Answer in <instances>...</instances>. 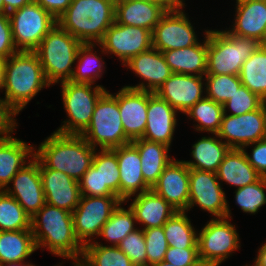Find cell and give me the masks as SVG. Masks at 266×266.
<instances>
[{"mask_svg": "<svg viewBox=\"0 0 266 266\" xmlns=\"http://www.w3.org/2000/svg\"><path fill=\"white\" fill-rule=\"evenodd\" d=\"M45 86L50 84L34 51H18L2 61L4 101L16 114Z\"/></svg>", "mask_w": 266, "mask_h": 266, "instance_id": "obj_1", "label": "cell"}, {"mask_svg": "<svg viewBox=\"0 0 266 266\" xmlns=\"http://www.w3.org/2000/svg\"><path fill=\"white\" fill-rule=\"evenodd\" d=\"M31 230L37 249L47 247L55 255L80 261L84 246L74 233L72 213L46 203L31 217Z\"/></svg>", "mask_w": 266, "mask_h": 266, "instance_id": "obj_2", "label": "cell"}, {"mask_svg": "<svg viewBox=\"0 0 266 266\" xmlns=\"http://www.w3.org/2000/svg\"><path fill=\"white\" fill-rule=\"evenodd\" d=\"M96 150L81 135L54 132L39 145L34 157L39 167L59 170L79 182L92 165Z\"/></svg>", "mask_w": 266, "mask_h": 266, "instance_id": "obj_3", "label": "cell"}, {"mask_svg": "<svg viewBox=\"0 0 266 266\" xmlns=\"http://www.w3.org/2000/svg\"><path fill=\"white\" fill-rule=\"evenodd\" d=\"M115 2L116 0H72L57 23L81 43L95 45L115 22Z\"/></svg>", "mask_w": 266, "mask_h": 266, "instance_id": "obj_4", "label": "cell"}, {"mask_svg": "<svg viewBox=\"0 0 266 266\" xmlns=\"http://www.w3.org/2000/svg\"><path fill=\"white\" fill-rule=\"evenodd\" d=\"M257 39L240 37L228 31H207V72L213 75H239L243 63L255 52Z\"/></svg>", "mask_w": 266, "mask_h": 266, "instance_id": "obj_5", "label": "cell"}, {"mask_svg": "<svg viewBox=\"0 0 266 266\" xmlns=\"http://www.w3.org/2000/svg\"><path fill=\"white\" fill-rule=\"evenodd\" d=\"M81 43L58 23L42 39L34 50L42 65L47 82L53 83L70 81L74 69L72 64L77 60Z\"/></svg>", "mask_w": 266, "mask_h": 266, "instance_id": "obj_6", "label": "cell"}, {"mask_svg": "<svg viewBox=\"0 0 266 266\" xmlns=\"http://www.w3.org/2000/svg\"><path fill=\"white\" fill-rule=\"evenodd\" d=\"M81 136L93 148L99 145L100 149L112 150L131 143L123 129L118 107V93L112 95L106 91L99 98L91 122Z\"/></svg>", "mask_w": 266, "mask_h": 266, "instance_id": "obj_7", "label": "cell"}, {"mask_svg": "<svg viewBox=\"0 0 266 266\" xmlns=\"http://www.w3.org/2000/svg\"><path fill=\"white\" fill-rule=\"evenodd\" d=\"M62 99L69 119L56 132L64 135H81L89 126L95 105L106 92L101 85L65 81L61 83Z\"/></svg>", "mask_w": 266, "mask_h": 266, "instance_id": "obj_8", "label": "cell"}, {"mask_svg": "<svg viewBox=\"0 0 266 266\" xmlns=\"http://www.w3.org/2000/svg\"><path fill=\"white\" fill-rule=\"evenodd\" d=\"M8 16L13 41L19 51H34L57 23V20L35 1Z\"/></svg>", "mask_w": 266, "mask_h": 266, "instance_id": "obj_9", "label": "cell"}, {"mask_svg": "<svg viewBox=\"0 0 266 266\" xmlns=\"http://www.w3.org/2000/svg\"><path fill=\"white\" fill-rule=\"evenodd\" d=\"M227 219L210 220L198 234V255L203 266H219L239 249V235Z\"/></svg>", "mask_w": 266, "mask_h": 266, "instance_id": "obj_10", "label": "cell"}, {"mask_svg": "<svg viewBox=\"0 0 266 266\" xmlns=\"http://www.w3.org/2000/svg\"><path fill=\"white\" fill-rule=\"evenodd\" d=\"M120 202L117 196H81L72 217L74 233L83 246L91 242V236H99L101 228Z\"/></svg>", "mask_w": 266, "mask_h": 266, "instance_id": "obj_11", "label": "cell"}, {"mask_svg": "<svg viewBox=\"0 0 266 266\" xmlns=\"http://www.w3.org/2000/svg\"><path fill=\"white\" fill-rule=\"evenodd\" d=\"M216 137L230 148L242 149L244 146L266 138V102L258 109L242 115H227L224 112Z\"/></svg>", "mask_w": 266, "mask_h": 266, "instance_id": "obj_12", "label": "cell"}, {"mask_svg": "<svg viewBox=\"0 0 266 266\" xmlns=\"http://www.w3.org/2000/svg\"><path fill=\"white\" fill-rule=\"evenodd\" d=\"M116 153L110 149L95 152L92 165L79 181L81 196H117L120 175Z\"/></svg>", "mask_w": 266, "mask_h": 266, "instance_id": "obj_13", "label": "cell"}, {"mask_svg": "<svg viewBox=\"0 0 266 266\" xmlns=\"http://www.w3.org/2000/svg\"><path fill=\"white\" fill-rule=\"evenodd\" d=\"M183 2H178L167 10L152 31V46L160 52L187 48L198 43L193 26L180 10Z\"/></svg>", "mask_w": 266, "mask_h": 266, "instance_id": "obj_14", "label": "cell"}, {"mask_svg": "<svg viewBox=\"0 0 266 266\" xmlns=\"http://www.w3.org/2000/svg\"><path fill=\"white\" fill-rule=\"evenodd\" d=\"M217 174L212 171L189 168V205H199L217 218H230V209L225 199Z\"/></svg>", "mask_w": 266, "mask_h": 266, "instance_id": "obj_15", "label": "cell"}, {"mask_svg": "<svg viewBox=\"0 0 266 266\" xmlns=\"http://www.w3.org/2000/svg\"><path fill=\"white\" fill-rule=\"evenodd\" d=\"M98 44L103 49L102 52L117 55L125 64L132 57L153 47L152 31L114 22Z\"/></svg>", "mask_w": 266, "mask_h": 266, "instance_id": "obj_16", "label": "cell"}, {"mask_svg": "<svg viewBox=\"0 0 266 266\" xmlns=\"http://www.w3.org/2000/svg\"><path fill=\"white\" fill-rule=\"evenodd\" d=\"M11 182L14 189L6 187L4 191L14 197L30 217L46 204L39 162L35 157L16 173Z\"/></svg>", "mask_w": 266, "mask_h": 266, "instance_id": "obj_17", "label": "cell"}, {"mask_svg": "<svg viewBox=\"0 0 266 266\" xmlns=\"http://www.w3.org/2000/svg\"><path fill=\"white\" fill-rule=\"evenodd\" d=\"M151 190L177 211H188L189 167L184 161L172 160Z\"/></svg>", "mask_w": 266, "mask_h": 266, "instance_id": "obj_18", "label": "cell"}, {"mask_svg": "<svg viewBox=\"0 0 266 266\" xmlns=\"http://www.w3.org/2000/svg\"><path fill=\"white\" fill-rule=\"evenodd\" d=\"M118 107L126 137L132 142L143 137L147 123L148 91L123 87Z\"/></svg>", "mask_w": 266, "mask_h": 266, "instance_id": "obj_19", "label": "cell"}, {"mask_svg": "<svg viewBox=\"0 0 266 266\" xmlns=\"http://www.w3.org/2000/svg\"><path fill=\"white\" fill-rule=\"evenodd\" d=\"M203 76L172 73L155 94L167 101L176 111L185 113L204 98Z\"/></svg>", "mask_w": 266, "mask_h": 266, "instance_id": "obj_20", "label": "cell"}, {"mask_svg": "<svg viewBox=\"0 0 266 266\" xmlns=\"http://www.w3.org/2000/svg\"><path fill=\"white\" fill-rule=\"evenodd\" d=\"M39 168L46 203L72 213L81 198L79 182L59 170Z\"/></svg>", "mask_w": 266, "mask_h": 266, "instance_id": "obj_21", "label": "cell"}, {"mask_svg": "<svg viewBox=\"0 0 266 266\" xmlns=\"http://www.w3.org/2000/svg\"><path fill=\"white\" fill-rule=\"evenodd\" d=\"M112 150L116 153L120 173L119 199L124 202L137 191L141 194L151 190L142 175L138 149L128 143Z\"/></svg>", "mask_w": 266, "mask_h": 266, "instance_id": "obj_22", "label": "cell"}, {"mask_svg": "<svg viewBox=\"0 0 266 266\" xmlns=\"http://www.w3.org/2000/svg\"><path fill=\"white\" fill-rule=\"evenodd\" d=\"M176 112L167 101L148 92L147 123L142 138L170 147L177 124Z\"/></svg>", "mask_w": 266, "mask_h": 266, "instance_id": "obj_23", "label": "cell"}, {"mask_svg": "<svg viewBox=\"0 0 266 266\" xmlns=\"http://www.w3.org/2000/svg\"><path fill=\"white\" fill-rule=\"evenodd\" d=\"M123 65H127L131 70L139 75L141 79H145L148 82L147 85L142 82L137 86L125 87L145 90L152 93H155L172 74V71L166 63L162 52L153 47L138 54L137 56L132 57Z\"/></svg>", "mask_w": 266, "mask_h": 266, "instance_id": "obj_24", "label": "cell"}, {"mask_svg": "<svg viewBox=\"0 0 266 266\" xmlns=\"http://www.w3.org/2000/svg\"><path fill=\"white\" fill-rule=\"evenodd\" d=\"M173 7L144 0H116L115 22L153 31L167 10Z\"/></svg>", "mask_w": 266, "mask_h": 266, "instance_id": "obj_25", "label": "cell"}, {"mask_svg": "<svg viewBox=\"0 0 266 266\" xmlns=\"http://www.w3.org/2000/svg\"><path fill=\"white\" fill-rule=\"evenodd\" d=\"M235 24L228 32L266 44V0H236Z\"/></svg>", "mask_w": 266, "mask_h": 266, "instance_id": "obj_26", "label": "cell"}, {"mask_svg": "<svg viewBox=\"0 0 266 266\" xmlns=\"http://www.w3.org/2000/svg\"><path fill=\"white\" fill-rule=\"evenodd\" d=\"M136 222L149 229L162 227L177 210L152 190L137 194L130 205Z\"/></svg>", "mask_w": 266, "mask_h": 266, "instance_id": "obj_27", "label": "cell"}, {"mask_svg": "<svg viewBox=\"0 0 266 266\" xmlns=\"http://www.w3.org/2000/svg\"><path fill=\"white\" fill-rule=\"evenodd\" d=\"M203 44L163 51L162 54L172 73L203 76L207 72V31Z\"/></svg>", "mask_w": 266, "mask_h": 266, "instance_id": "obj_28", "label": "cell"}, {"mask_svg": "<svg viewBox=\"0 0 266 266\" xmlns=\"http://www.w3.org/2000/svg\"><path fill=\"white\" fill-rule=\"evenodd\" d=\"M34 149L32 145L13 136L0 139V190H4L16 173L26 165V158L34 157Z\"/></svg>", "mask_w": 266, "mask_h": 266, "instance_id": "obj_29", "label": "cell"}, {"mask_svg": "<svg viewBox=\"0 0 266 266\" xmlns=\"http://www.w3.org/2000/svg\"><path fill=\"white\" fill-rule=\"evenodd\" d=\"M217 178L230 186L242 188L262 176L250 165L243 149L231 148L216 172Z\"/></svg>", "mask_w": 266, "mask_h": 266, "instance_id": "obj_30", "label": "cell"}, {"mask_svg": "<svg viewBox=\"0 0 266 266\" xmlns=\"http://www.w3.org/2000/svg\"><path fill=\"white\" fill-rule=\"evenodd\" d=\"M140 154L141 170L145 182L152 188L173 160L168 156L169 146L159 142H152L143 138L131 142Z\"/></svg>", "mask_w": 266, "mask_h": 266, "instance_id": "obj_31", "label": "cell"}, {"mask_svg": "<svg viewBox=\"0 0 266 266\" xmlns=\"http://www.w3.org/2000/svg\"><path fill=\"white\" fill-rule=\"evenodd\" d=\"M37 250L31 229L0 231V266L23 262Z\"/></svg>", "mask_w": 266, "mask_h": 266, "instance_id": "obj_32", "label": "cell"}, {"mask_svg": "<svg viewBox=\"0 0 266 266\" xmlns=\"http://www.w3.org/2000/svg\"><path fill=\"white\" fill-rule=\"evenodd\" d=\"M215 137H202L192 147L195 161H184L189 168L217 172L219 165L231 149Z\"/></svg>", "mask_w": 266, "mask_h": 266, "instance_id": "obj_33", "label": "cell"}, {"mask_svg": "<svg viewBox=\"0 0 266 266\" xmlns=\"http://www.w3.org/2000/svg\"><path fill=\"white\" fill-rule=\"evenodd\" d=\"M239 76L242 85L266 102V44H261L243 63Z\"/></svg>", "mask_w": 266, "mask_h": 266, "instance_id": "obj_34", "label": "cell"}, {"mask_svg": "<svg viewBox=\"0 0 266 266\" xmlns=\"http://www.w3.org/2000/svg\"><path fill=\"white\" fill-rule=\"evenodd\" d=\"M169 247L198 248V234L191 225L186 211L175 212L163 225Z\"/></svg>", "mask_w": 266, "mask_h": 266, "instance_id": "obj_35", "label": "cell"}, {"mask_svg": "<svg viewBox=\"0 0 266 266\" xmlns=\"http://www.w3.org/2000/svg\"><path fill=\"white\" fill-rule=\"evenodd\" d=\"M81 266H135L118 246H103L97 242L83 248Z\"/></svg>", "mask_w": 266, "mask_h": 266, "instance_id": "obj_36", "label": "cell"}, {"mask_svg": "<svg viewBox=\"0 0 266 266\" xmlns=\"http://www.w3.org/2000/svg\"><path fill=\"white\" fill-rule=\"evenodd\" d=\"M184 114L189 115V117L198 122L196 130L217 134L221 126L224 109L222 104L204 97Z\"/></svg>", "mask_w": 266, "mask_h": 266, "instance_id": "obj_37", "label": "cell"}, {"mask_svg": "<svg viewBox=\"0 0 266 266\" xmlns=\"http://www.w3.org/2000/svg\"><path fill=\"white\" fill-rule=\"evenodd\" d=\"M122 203L120 202L114 209L99 233V236H103V238L113 243L112 246H118L121 240L136 229L134 227L136 219L133 210L130 207L128 210L122 208Z\"/></svg>", "mask_w": 266, "mask_h": 266, "instance_id": "obj_38", "label": "cell"}, {"mask_svg": "<svg viewBox=\"0 0 266 266\" xmlns=\"http://www.w3.org/2000/svg\"><path fill=\"white\" fill-rule=\"evenodd\" d=\"M23 229H31L30 215L24 211L14 197L0 190V231Z\"/></svg>", "mask_w": 266, "mask_h": 266, "instance_id": "obj_39", "label": "cell"}, {"mask_svg": "<svg viewBox=\"0 0 266 266\" xmlns=\"http://www.w3.org/2000/svg\"><path fill=\"white\" fill-rule=\"evenodd\" d=\"M93 47L94 45L92 43L82 44L80 46L76 57L79 64L73 72L70 79L71 82L92 85L96 78L101 77L103 62L100 57L93 53ZM94 64L96 65V69L92 71L95 66Z\"/></svg>", "mask_w": 266, "mask_h": 266, "instance_id": "obj_40", "label": "cell"}, {"mask_svg": "<svg viewBox=\"0 0 266 266\" xmlns=\"http://www.w3.org/2000/svg\"><path fill=\"white\" fill-rule=\"evenodd\" d=\"M206 97L214 102L224 104L242 85L239 75H213L206 74Z\"/></svg>", "mask_w": 266, "mask_h": 266, "instance_id": "obj_41", "label": "cell"}, {"mask_svg": "<svg viewBox=\"0 0 266 266\" xmlns=\"http://www.w3.org/2000/svg\"><path fill=\"white\" fill-rule=\"evenodd\" d=\"M266 177L257 182L236 189L235 200L243 212L255 214L260 207L266 204Z\"/></svg>", "mask_w": 266, "mask_h": 266, "instance_id": "obj_42", "label": "cell"}, {"mask_svg": "<svg viewBox=\"0 0 266 266\" xmlns=\"http://www.w3.org/2000/svg\"><path fill=\"white\" fill-rule=\"evenodd\" d=\"M265 101L257 94L251 92L246 86L241 85L231 98L223 104L224 112L231 110L229 115H242L258 109Z\"/></svg>", "mask_w": 266, "mask_h": 266, "instance_id": "obj_43", "label": "cell"}, {"mask_svg": "<svg viewBox=\"0 0 266 266\" xmlns=\"http://www.w3.org/2000/svg\"><path fill=\"white\" fill-rule=\"evenodd\" d=\"M118 247L128 256L135 266H148L146 243L143 229L129 233Z\"/></svg>", "mask_w": 266, "mask_h": 266, "instance_id": "obj_44", "label": "cell"}, {"mask_svg": "<svg viewBox=\"0 0 266 266\" xmlns=\"http://www.w3.org/2000/svg\"><path fill=\"white\" fill-rule=\"evenodd\" d=\"M143 233L146 243L148 266L164 261L169 246L165 238L163 226L143 229Z\"/></svg>", "mask_w": 266, "mask_h": 266, "instance_id": "obj_45", "label": "cell"}, {"mask_svg": "<svg viewBox=\"0 0 266 266\" xmlns=\"http://www.w3.org/2000/svg\"><path fill=\"white\" fill-rule=\"evenodd\" d=\"M164 261L177 266H203L198 255V248L168 247Z\"/></svg>", "mask_w": 266, "mask_h": 266, "instance_id": "obj_46", "label": "cell"}, {"mask_svg": "<svg viewBox=\"0 0 266 266\" xmlns=\"http://www.w3.org/2000/svg\"><path fill=\"white\" fill-rule=\"evenodd\" d=\"M8 14L0 13V60H6L16 52Z\"/></svg>", "mask_w": 266, "mask_h": 266, "instance_id": "obj_47", "label": "cell"}, {"mask_svg": "<svg viewBox=\"0 0 266 266\" xmlns=\"http://www.w3.org/2000/svg\"><path fill=\"white\" fill-rule=\"evenodd\" d=\"M249 145H255L252 149V155L250 156L246 151L245 147ZM245 152L248 162L250 165L262 176L266 177V138L261 139L255 143L248 144L242 148Z\"/></svg>", "mask_w": 266, "mask_h": 266, "instance_id": "obj_48", "label": "cell"}, {"mask_svg": "<svg viewBox=\"0 0 266 266\" xmlns=\"http://www.w3.org/2000/svg\"><path fill=\"white\" fill-rule=\"evenodd\" d=\"M16 115L4 99L0 98V139L7 138L13 133L17 124L13 117Z\"/></svg>", "mask_w": 266, "mask_h": 266, "instance_id": "obj_49", "label": "cell"}, {"mask_svg": "<svg viewBox=\"0 0 266 266\" xmlns=\"http://www.w3.org/2000/svg\"><path fill=\"white\" fill-rule=\"evenodd\" d=\"M42 6L56 20L66 11L72 0H32Z\"/></svg>", "mask_w": 266, "mask_h": 266, "instance_id": "obj_50", "label": "cell"}, {"mask_svg": "<svg viewBox=\"0 0 266 266\" xmlns=\"http://www.w3.org/2000/svg\"><path fill=\"white\" fill-rule=\"evenodd\" d=\"M32 0H3L5 7V14H10L22 8L24 5L30 3Z\"/></svg>", "mask_w": 266, "mask_h": 266, "instance_id": "obj_51", "label": "cell"}, {"mask_svg": "<svg viewBox=\"0 0 266 266\" xmlns=\"http://www.w3.org/2000/svg\"><path fill=\"white\" fill-rule=\"evenodd\" d=\"M255 266H266V243L259 249Z\"/></svg>", "mask_w": 266, "mask_h": 266, "instance_id": "obj_52", "label": "cell"}, {"mask_svg": "<svg viewBox=\"0 0 266 266\" xmlns=\"http://www.w3.org/2000/svg\"><path fill=\"white\" fill-rule=\"evenodd\" d=\"M144 1L158 3L161 4L162 6H175L178 3L177 0H144Z\"/></svg>", "mask_w": 266, "mask_h": 266, "instance_id": "obj_53", "label": "cell"}, {"mask_svg": "<svg viewBox=\"0 0 266 266\" xmlns=\"http://www.w3.org/2000/svg\"><path fill=\"white\" fill-rule=\"evenodd\" d=\"M3 266H34L32 264H24L23 262H17V263H9Z\"/></svg>", "mask_w": 266, "mask_h": 266, "instance_id": "obj_54", "label": "cell"}, {"mask_svg": "<svg viewBox=\"0 0 266 266\" xmlns=\"http://www.w3.org/2000/svg\"><path fill=\"white\" fill-rule=\"evenodd\" d=\"M149 266H177V265H173V264L167 263L165 261H161L159 263H155V264H152V265H149Z\"/></svg>", "mask_w": 266, "mask_h": 266, "instance_id": "obj_55", "label": "cell"}, {"mask_svg": "<svg viewBox=\"0 0 266 266\" xmlns=\"http://www.w3.org/2000/svg\"><path fill=\"white\" fill-rule=\"evenodd\" d=\"M0 89L2 88V61L0 60Z\"/></svg>", "mask_w": 266, "mask_h": 266, "instance_id": "obj_56", "label": "cell"}, {"mask_svg": "<svg viewBox=\"0 0 266 266\" xmlns=\"http://www.w3.org/2000/svg\"><path fill=\"white\" fill-rule=\"evenodd\" d=\"M0 13H5V7L3 0H0Z\"/></svg>", "mask_w": 266, "mask_h": 266, "instance_id": "obj_57", "label": "cell"}, {"mask_svg": "<svg viewBox=\"0 0 266 266\" xmlns=\"http://www.w3.org/2000/svg\"><path fill=\"white\" fill-rule=\"evenodd\" d=\"M73 264H74V266H81L80 264L75 263V262H73Z\"/></svg>", "mask_w": 266, "mask_h": 266, "instance_id": "obj_58", "label": "cell"}]
</instances>
